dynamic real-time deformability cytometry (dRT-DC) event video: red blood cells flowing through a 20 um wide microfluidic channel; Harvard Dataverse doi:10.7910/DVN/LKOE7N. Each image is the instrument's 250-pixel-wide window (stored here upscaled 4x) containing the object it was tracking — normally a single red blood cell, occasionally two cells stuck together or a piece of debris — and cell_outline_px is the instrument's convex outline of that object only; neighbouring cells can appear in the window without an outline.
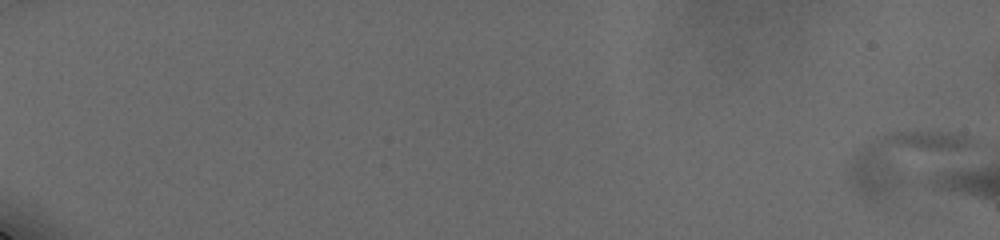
{"species": "human", "species_latin": "Homo sapiens", "temperature_condition": "cold", "stored_images_in_passage": 10, "camera_frame_rate_fps": 3000, "um_per_image_px": 0.085, "donor": {"sex": "male"}, "frame": {"image": 1, "passage_image": 1, "time_ms": 0.0, "image_size_px": [1000, 240], "cell_outline_px": [[972, 144], [876, 200], [864, 196], [852, 184], [852, 164], [856, 156], [860, 152], [884, 136], [896, 132], [948, 132], [964, 136]], "centroid_in_image_um": [76.65, 13.58], "position_along_channel_um": 8.4, "area_um2": 34.1}}